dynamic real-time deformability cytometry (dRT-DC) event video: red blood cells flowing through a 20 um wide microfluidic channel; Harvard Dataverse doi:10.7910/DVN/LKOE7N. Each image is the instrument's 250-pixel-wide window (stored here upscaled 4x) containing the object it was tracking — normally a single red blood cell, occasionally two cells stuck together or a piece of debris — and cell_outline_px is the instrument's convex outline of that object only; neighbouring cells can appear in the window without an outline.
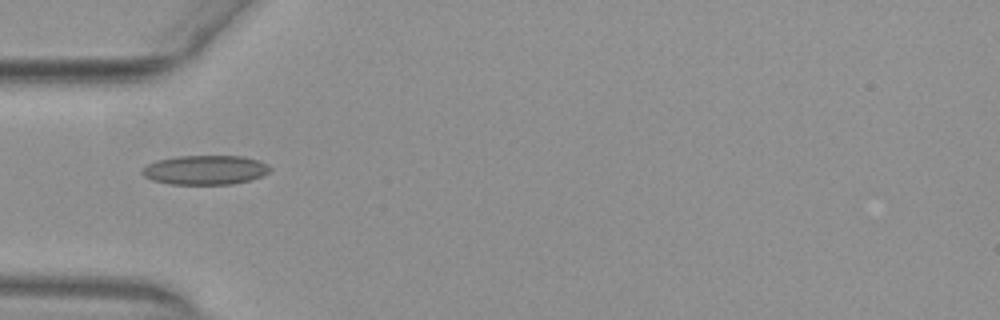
{"species": "common noctule bat (a hibernating species)", "species_latin": "Nyctalus noctula", "temperature_condition": "warm", "stored_images_in_passage": 37, "camera_frame_rate_fps": 3000, "um_per_image_px": 0.085, "animal": {"sex": "female", "body_mass_g": 29.2, "forearm_length_mm": 56.3}, "frame": {"image": 1, "passage_image": 1, "time_ms": 0.0, "image_size_px": [1000, 320], "cell_outline_px": [[272, 168], [268, 172], [260, 176], [248, 180], [232, 184], [168, 184], [152, 180], [144, 176], [140, 172], [140, 168], [156, 160], [176, 156], [244, 156], [260, 160], [268, 164]], "centroid_in_image_um": [17.41, 14.43], "position_along_channel_um": 67.6, "area_um2": 22.02}}
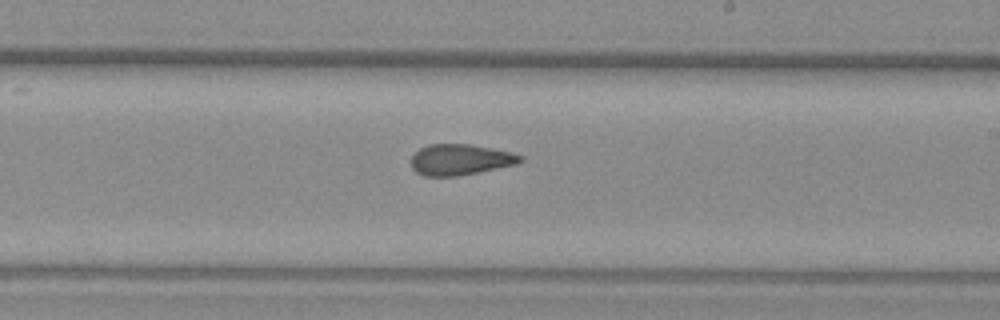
{"frame": {"image": 2, "passage_image": 15, "time_ms": 4.667, "image_size_px": [1000, 320], "cell_outline_px": [[524, 160], [516, 164], [456, 176], [424, 176], [416, 172], [412, 168], [412, 156], [420, 148], [428, 144], [468, 144], [508, 152], [524, 156]], "centroid_in_image_um": [39.09, 13.57], "position_along_channel_um": 249.9, "area_um2": 19.31}}
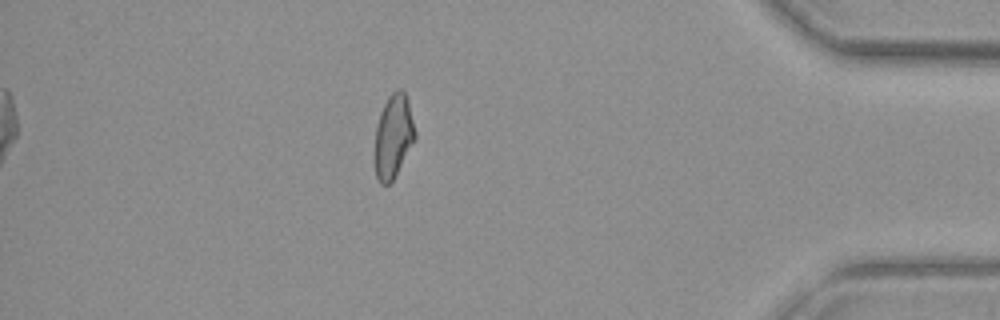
{"frame": {"image": 3, "passage_image": 30, "time_ms": 9.667, "image_size_px": [1000, 320], "cell_outline_px": [[416, 140], [392, 180], [388, 184], [380, 184], [376, 176], [372, 156], [376, 128], [380, 112], [388, 96], [396, 88], [400, 88], [404, 92], [408, 100], [416, 132]], "centroid_in_image_um": [33.41, 11.59], "position_along_channel_um": 401.8, "area_um2": 20.11}, "authors_computed_cell_mechanics": {"area_um2": 20.0566, "velocity_mm_per_s": 3.9127, "shape_relaxation_time_tau1_ms": null, "shape_relaxation_time_tau2_ms": 2.3155, "deformation_change_tau1": null, "deformation_change_tau2": 0.0967}}